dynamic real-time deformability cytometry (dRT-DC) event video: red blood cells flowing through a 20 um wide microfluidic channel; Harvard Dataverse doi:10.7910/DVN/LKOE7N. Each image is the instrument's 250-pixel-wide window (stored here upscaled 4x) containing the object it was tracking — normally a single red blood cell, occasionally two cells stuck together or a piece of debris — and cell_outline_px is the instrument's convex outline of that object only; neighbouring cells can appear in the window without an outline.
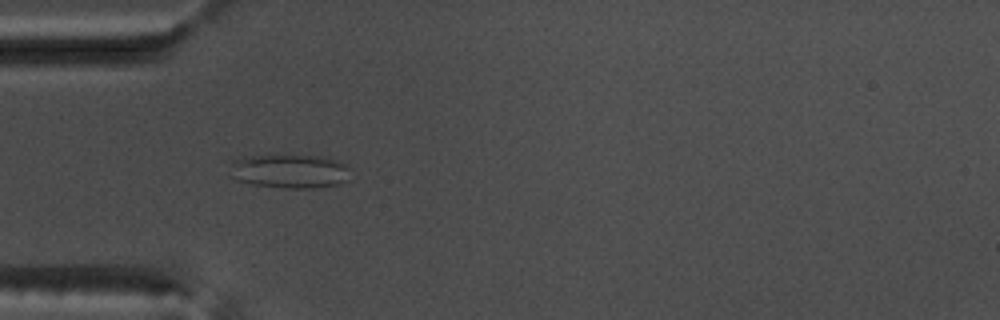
{"species": "common noctule bat (a hibernating species)", "species_latin": "Nyctalus noctula", "temperature_condition": "warm", "stored_images_in_passage": 47, "camera_frame_rate_fps": 3000, "um_per_image_px": 0.085, "animal": {"sex": "male", "body_mass_g": 17.5, "forearm_length_mm": 52.3}, "frame": {"image": 1, "passage_image": 10, "time_ms": 3.0, "image_size_px": [1000, 320], "cell_outline_px": [[348, 180], [340, 184], [312, 188], [284, 188], [252, 184], [236, 180], [232, 176], [228, 160], [252, 156], [324, 156], [336, 160], [344, 164], [348, 168]], "centroid_in_image_um": [24.59, 14.56], "position_along_channel_um": 60.4, "area_um2": 23.81}}
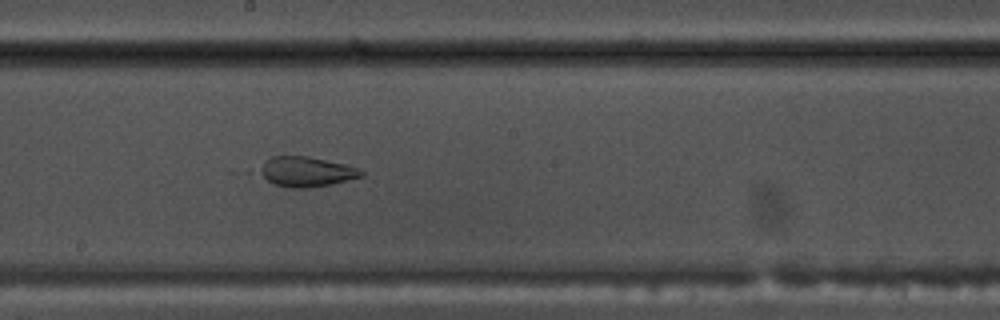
{"frame": {"image": 2, "passage_image": 23, "time_ms": 7.333, "image_size_px": [1000, 320], "cell_outline_px": [[364, 176], [328, 184], [308, 188], [288, 188], [276, 184], [268, 180], [256, 172], [264, 160], [272, 156], [308, 156], [344, 164], [360, 168], [364, 172]], "centroid_in_image_um": [26.0, 14.58], "position_along_channel_um": 222.2, "area_um2": 17.74}}
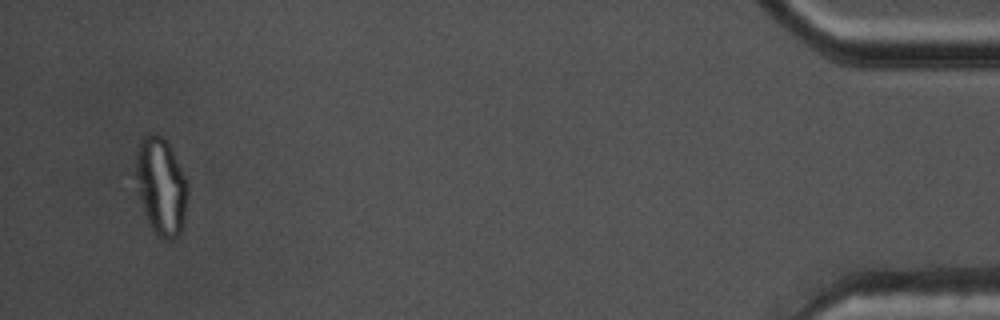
{"frame": {"image": 3, "passage_image": 45, "time_ms": 14.667, "image_size_px": [1000, 320], "cell_outline_px": [[188, 192], [184, 216], [180, 232], [172, 240], [160, 240], [156, 236], [144, 212], [136, 192], [136, 152], [140, 140], [148, 132], [152, 132], [160, 136], [168, 144], [188, 184]], "centroid_in_image_um": [13.65, 15.86], "position_along_channel_um": 421.5, "area_um2": 29.36}}